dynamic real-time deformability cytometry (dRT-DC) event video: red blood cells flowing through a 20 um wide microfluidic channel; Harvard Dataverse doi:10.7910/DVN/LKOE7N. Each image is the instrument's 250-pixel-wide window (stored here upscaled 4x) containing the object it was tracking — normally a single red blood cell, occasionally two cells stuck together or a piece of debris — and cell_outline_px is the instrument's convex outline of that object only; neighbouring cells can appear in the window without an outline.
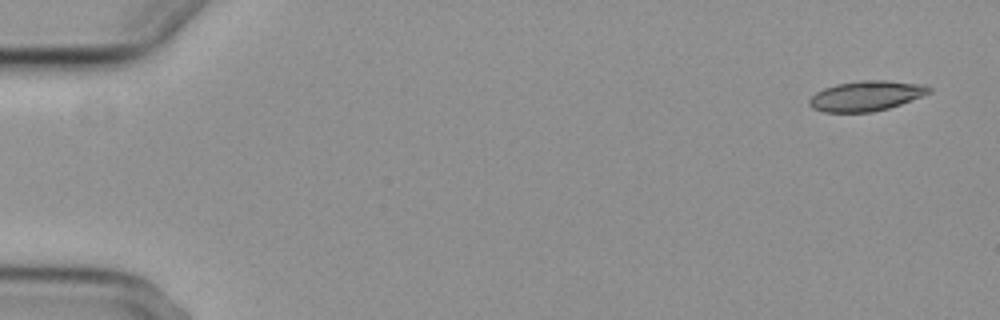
{"species": "common noctule bat (a hibernating species)", "species_latin": "Nyctalus noctula", "temperature_condition": "cold", "stored_images_in_passage": 4, "segment_of_instrument_passage": [2, 2], "camera_frame_rate_fps": 3000, "um_per_image_px": 0.085, "animal": {"sex": "female", "body_mass_g": 29.2, "forearm_length_mm": 56.3}, "frame": {"image": 1, "passage_image": 4, "time_ms": 3.667, "image_size_px": [1000, 320], "cell_outline_px": [[932, 92], [900, 104], [888, 108], [872, 112], [824, 112], [812, 108], [808, 104], [808, 100], [816, 92], [824, 88], [836, 84], [860, 80], [884, 80], [924, 84], [932, 88]], "centroid_in_image_um": [73.62, 8.14], "position_along_channel_um": 11.4, "area_um2": 21.04}}